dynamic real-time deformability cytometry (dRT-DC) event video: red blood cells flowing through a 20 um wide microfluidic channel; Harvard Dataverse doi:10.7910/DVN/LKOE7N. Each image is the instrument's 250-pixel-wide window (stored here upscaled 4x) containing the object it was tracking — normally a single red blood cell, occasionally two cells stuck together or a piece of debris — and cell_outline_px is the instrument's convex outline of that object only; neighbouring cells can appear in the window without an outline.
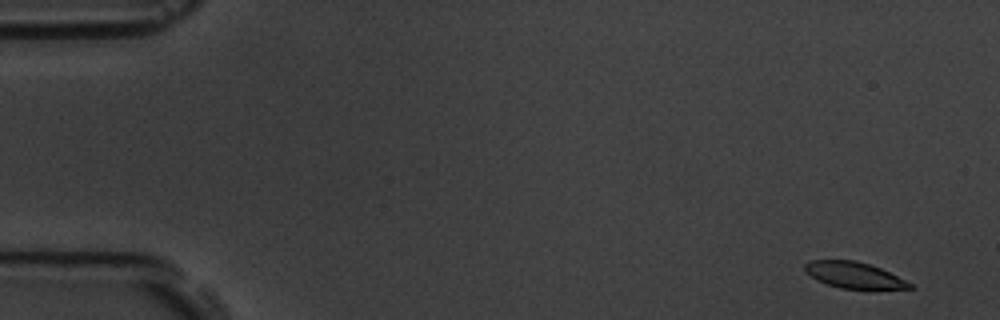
{"species": "common noctule bat (a hibernating species)", "species_latin": "Nyctalus noctula", "temperature_condition": "room temperature", "stored_images_in_passage": 4, "camera_frame_rate_fps": 3000, "um_per_image_px": 0.085, "animal": {"sex": "male", "body_mass_g": 19.5, "forearm_length_mm": 54.6}, "frame": {"image": 1, "passage_image": 1, "time_ms": 0.0, "image_size_px": [1000, 320], "cell_outline_px": [[916, 288], [840, 288], [816, 280], [804, 268], [804, 264], [808, 260], [856, 260], [880, 268], [912, 284]], "centroid_in_image_um": [72.54, 23.36], "position_along_channel_um": 12.5, "area_um2": 15.55}}
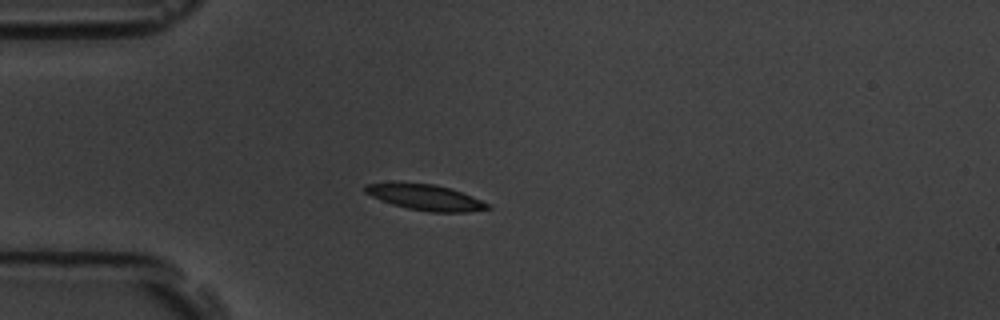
{"frame": {"image": 2, "passage_image": 4, "time_ms": 4.333, "image_size_px": [1000, 320], "cell_outline_px": [[492, 208], [468, 212], [428, 212], [408, 208], [392, 204], [380, 200], [364, 192], [364, 184], [396, 180], [436, 184], [452, 188], [472, 196], [488, 204]], "centroid_in_image_um": [36.08, 16.73], "position_along_channel_um": 48.9, "area_um2": 19.02}}